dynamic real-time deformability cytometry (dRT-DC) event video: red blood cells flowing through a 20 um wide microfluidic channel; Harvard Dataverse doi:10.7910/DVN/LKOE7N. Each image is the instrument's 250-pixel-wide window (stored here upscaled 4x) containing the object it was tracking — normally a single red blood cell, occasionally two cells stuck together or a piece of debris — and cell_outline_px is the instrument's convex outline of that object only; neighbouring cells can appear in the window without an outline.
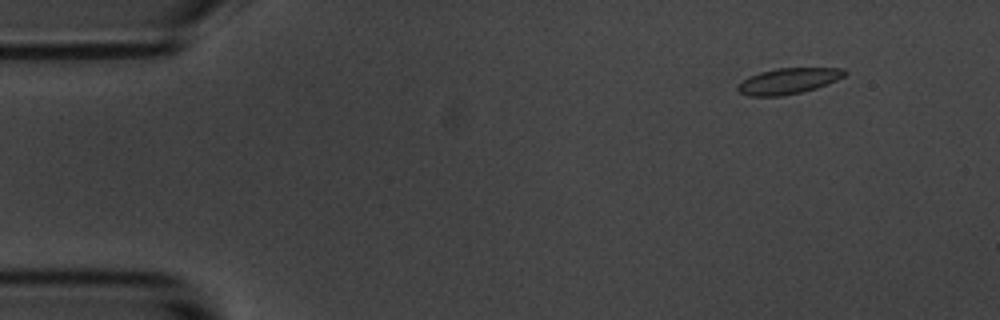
{"species": "common noctule bat (a hibernating species)", "species_latin": "Nyctalus noctula", "temperature_condition": "room temperature", "stored_images_in_passage": 57, "camera_frame_rate_fps": 3000, "um_per_image_px": 0.085, "animal": {"sex": "male", "body_mass_g": 20.1, "forearm_length_mm": 53.5}, "frame": {"image": 1, "passage_image": 6, "time_ms": 1.667, "image_size_px": [1000, 320], "cell_outline_px": [[848, 72], [844, 76], [836, 80], [816, 88], [784, 96], [748, 96], [740, 92], [736, 88], [736, 84], [748, 76], [760, 72], [776, 68], [844, 68]], "centroid_in_image_um": [66.97, 6.88], "position_along_channel_um": 18.0, "area_um2": 16.18}}
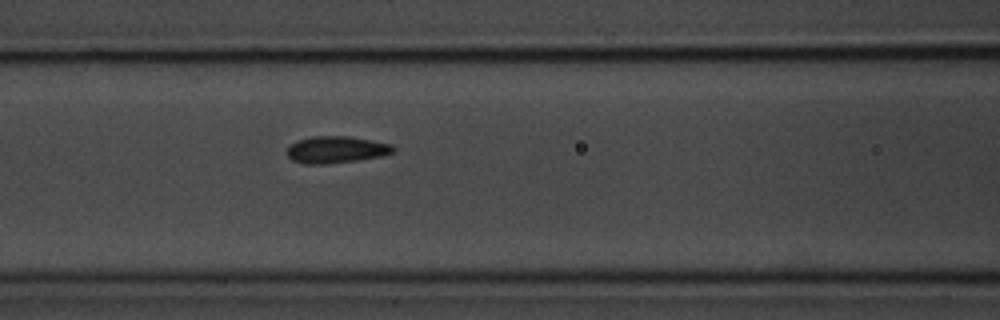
{"frame": {"image": 2, "passage_image": 24, "time_ms": 7.667, "image_size_px": [1000, 320], "cell_outline_px": [[396, 148], [392, 152], [380, 156], [356, 160], [324, 164], [304, 164], [292, 160], [284, 152], [288, 144], [296, 140], [312, 136], [348, 136], [392, 144]], "centroid_in_image_um": [28.49, 12.71], "position_along_channel_um": 138.1, "area_um2": 16.76}}
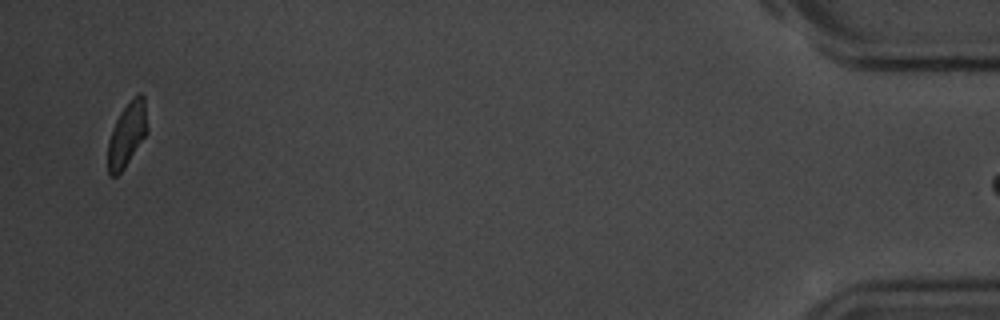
{"frame": {"image": 3, "passage_image": 56, "time_ms": 18.333, "image_size_px": [1000, 320], "cell_outline_px": [[148, 132], [124, 168], [116, 176], [108, 176], [108, 140], [112, 128], [120, 112], [132, 96], [140, 92], [144, 96], [148, 128]], "centroid_in_image_um": [10.8, 11.39], "position_along_channel_um": 424.4, "area_um2": 14.91}}